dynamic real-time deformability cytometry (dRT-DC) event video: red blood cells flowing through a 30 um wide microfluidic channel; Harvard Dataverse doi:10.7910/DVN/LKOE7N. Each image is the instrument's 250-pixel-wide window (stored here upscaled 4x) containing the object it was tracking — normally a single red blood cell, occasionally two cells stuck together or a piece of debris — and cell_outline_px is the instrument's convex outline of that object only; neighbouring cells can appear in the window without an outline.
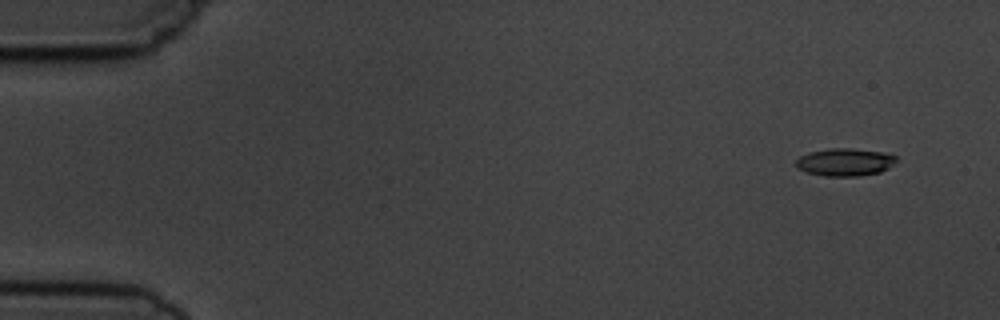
{"species": "common noctule bat (a hibernating species)", "species_latin": "Nyctalus noctula", "temperature_condition": "cold", "stored_images_in_passage": 8, "camera_frame_rate_fps": 3000, "um_per_image_px": 0.085, "animal": {"sex": "male", "body_mass_g": 19.5, "forearm_length_mm": 54.6}, "frame": {"image": 1, "passage_image": 1, "time_ms": 0.0, "image_size_px": [1000, 320], "cell_outline_px": [[896, 160], [888, 168], [880, 172], [860, 176], [824, 176], [804, 172], [796, 168], [796, 160], [800, 156], [808, 152], [828, 148], [848, 148], [884, 152], [896, 156]], "centroid_in_image_um": [71.77, 13.78], "position_along_channel_um": 13.2, "area_um2": 16.3}}
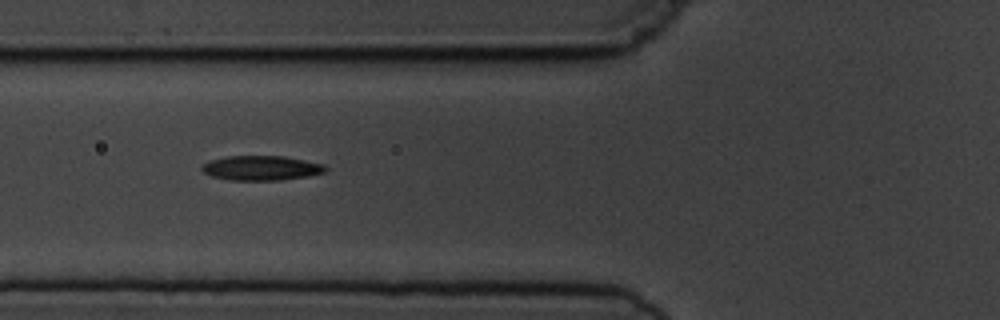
{"frame": {"image": 2, "passage_image": 6, "time_ms": 5.667, "image_size_px": [1000, 320], "cell_outline_px": [[328, 168], [324, 172], [308, 176], [280, 180], [232, 180], [212, 176], [204, 172], [200, 168], [204, 164], [212, 160], [228, 156], [284, 156], [324, 164]], "centroid_in_image_um": [22.24, 14.28], "position_along_channel_um": 103.6, "area_um2": 17.57}}
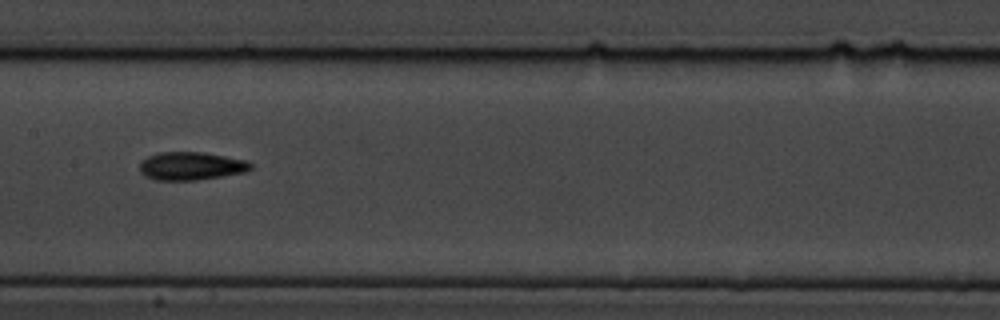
{"frame": {"image": 3, "passage_image": 8, "time_ms": 8.0, "image_size_px": [1000, 320], "cell_outline_px": [[252, 168], [244, 172], [196, 180], [156, 180], [144, 176], [140, 172], [140, 164], [148, 156], [160, 152], [204, 152], [244, 160], [252, 164]], "centroid_in_image_um": [16.21, 14.11], "position_along_channel_um": 191.2, "area_um2": 17.98}}